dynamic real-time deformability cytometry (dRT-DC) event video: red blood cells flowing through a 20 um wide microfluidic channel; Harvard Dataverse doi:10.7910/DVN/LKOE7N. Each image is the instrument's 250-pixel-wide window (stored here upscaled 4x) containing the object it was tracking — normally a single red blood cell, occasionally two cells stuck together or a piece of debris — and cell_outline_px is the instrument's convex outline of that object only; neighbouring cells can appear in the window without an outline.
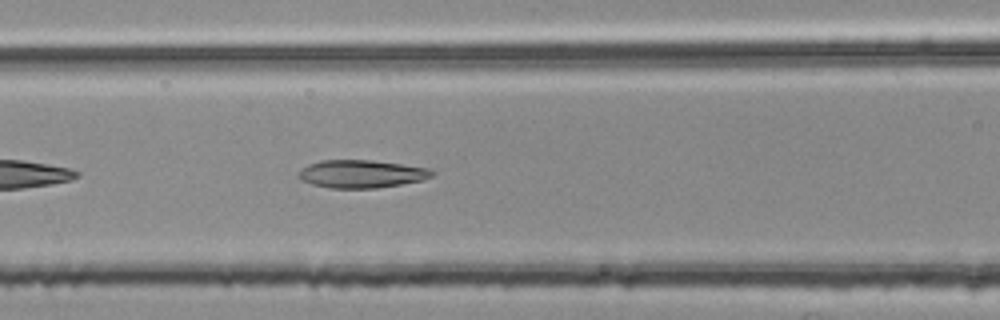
{"species": "common noctule bat (a hibernating species)", "species_latin": "Nyctalus noctula", "temperature_condition": "room temperature", "stored_images_in_passage": 24, "camera_frame_rate_fps": 3000, "um_per_image_px": 0.085, "animal": {"sex": "female", "body_mass_g": 25.1}, "frame": {"image": 1, "passage_image": 8, "time_ms": 2.333, "image_size_px": [1000, 320], "cell_outline_px": [[436, 172], [432, 176], [420, 180], [400, 184], [376, 188], [328, 188], [312, 184], [300, 180], [296, 176], [308, 164], [320, 160], [372, 160], [428, 168]], "centroid_in_image_um": [30.68, 14.78], "position_along_channel_um": 135.9, "area_um2": 21.56}}
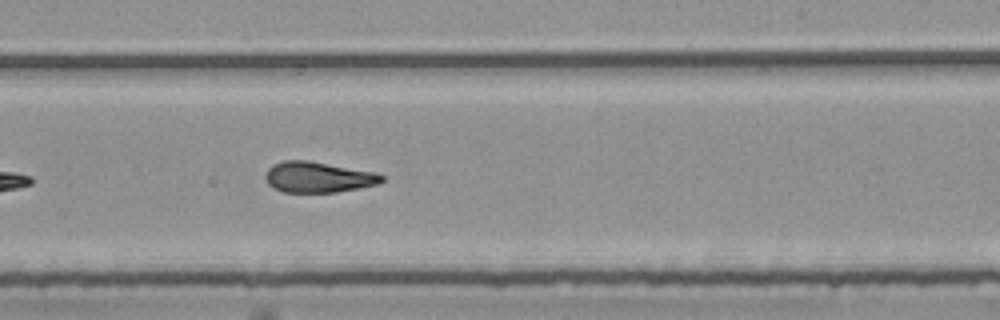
{"frame": {"image": 2, "passage_image": 18, "time_ms": 5.667, "image_size_px": [1000, 320], "cell_outline_px": [[384, 180], [376, 184], [336, 192], [284, 192], [272, 188], [268, 184], [264, 176], [268, 168], [272, 164], [284, 160], [308, 160], [376, 172], [384, 176]], "centroid_in_image_um": [27.0, 15.05], "position_along_channel_um": 262.0, "area_um2": 20.87}}
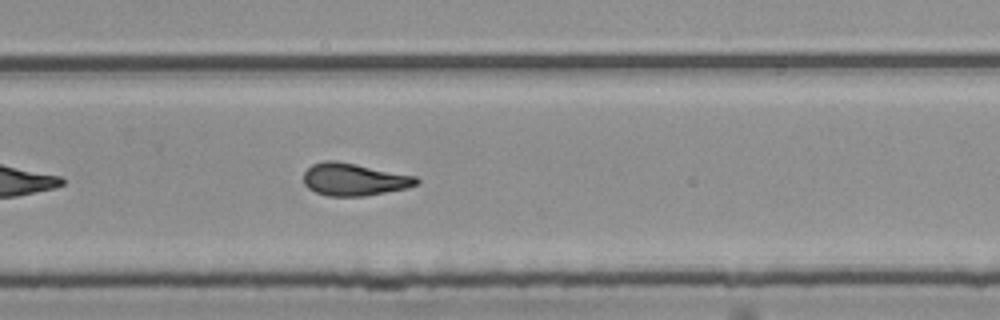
{"frame": {"image": 3, "passage_image": 21, "time_ms": 6.667, "image_size_px": [1000, 320], "cell_outline_px": [[420, 184], [408, 188], [364, 196], [328, 196], [316, 192], [308, 188], [304, 184], [304, 172], [312, 164], [324, 160], [336, 160], [416, 176], [420, 180]], "centroid_in_image_um": [30.11, 15.25], "position_along_channel_um": 299.7, "area_um2": 21.44}}